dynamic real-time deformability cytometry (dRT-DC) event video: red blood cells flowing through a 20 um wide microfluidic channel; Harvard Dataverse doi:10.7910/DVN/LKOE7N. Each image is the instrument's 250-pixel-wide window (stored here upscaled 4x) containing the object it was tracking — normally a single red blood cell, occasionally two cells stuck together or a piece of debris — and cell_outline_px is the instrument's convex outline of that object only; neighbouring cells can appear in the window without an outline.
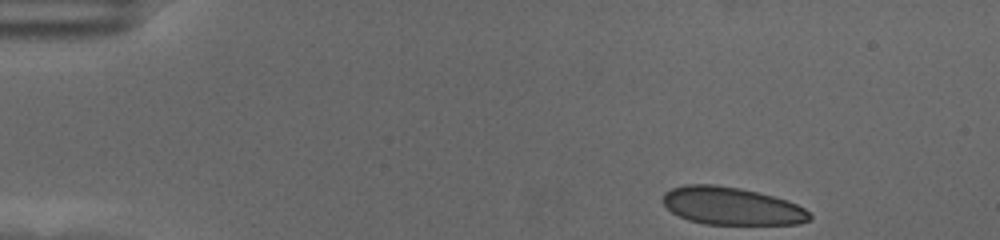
{"species": "human", "species_latin": "Homo sapiens", "temperature_condition": "cold", "stored_images_in_passage": 51, "camera_frame_rate_fps": 3000, "um_per_image_px": 0.085, "donor": {"sex": "female"}, "frame": {"image": 1, "passage_image": 1, "time_ms": 0.0, "image_size_px": [1000, 240], "cell_outline_px": [[812, 216], [808, 220], [800, 224], [704, 224], [688, 220], [672, 212], [660, 200], [664, 192], [672, 188], [684, 184], [716, 184], [740, 188], [788, 200], [804, 208]], "centroid_in_image_um": [62.15, 17.5], "position_along_channel_um": 22.9, "area_um2": 32.31}}
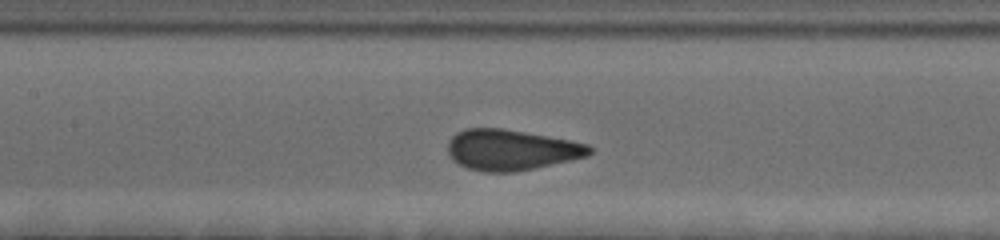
{"frame": {"image": 2, "passage_image": 21, "time_ms": 6.667, "image_size_px": [1000, 240], "cell_outline_px": [[592, 152], [588, 156], [516, 172], [484, 172], [468, 168], [452, 160], [448, 152], [448, 140], [456, 132], [464, 128], [504, 128], [568, 140], [588, 144], [592, 148]], "centroid_in_image_um": [43.42, 12.73], "position_along_channel_um": 164.0, "area_um2": 33.58}}
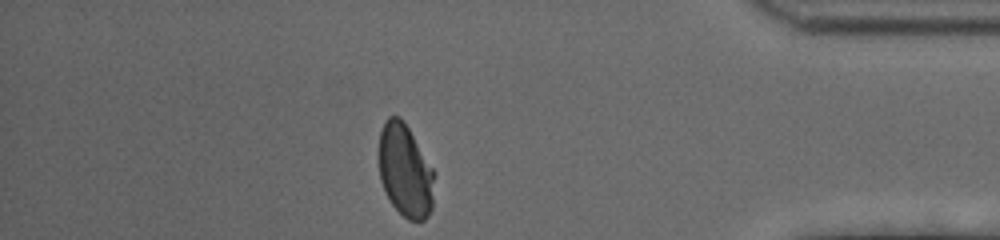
{"frame": {"image": 3, "passage_image": 44, "time_ms": 14.333, "image_size_px": [1000, 240], "cell_outline_px": [[432, 208], [428, 216], [424, 220], [408, 220], [392, 204], [380, 180], [380, 132], [384, 120], [388, 116], [400, 116], [408, 128], [432, 168]], "centroid_in_image_um": [34.42, 14.5], "position_along_channel_um": 400.8, "area_um2": 29.19}, "authors_computed_cell_mechanics": {"area_um2": 33.235, "velocity_mm_per_s": 3.5022, "shape_relaxation_time_tau1_ms": 6.2524, "shape_relaxation_time_tau2_ms": null, "deformation_change_tau1": 0.1784, "deformation_change_tau2": null}}